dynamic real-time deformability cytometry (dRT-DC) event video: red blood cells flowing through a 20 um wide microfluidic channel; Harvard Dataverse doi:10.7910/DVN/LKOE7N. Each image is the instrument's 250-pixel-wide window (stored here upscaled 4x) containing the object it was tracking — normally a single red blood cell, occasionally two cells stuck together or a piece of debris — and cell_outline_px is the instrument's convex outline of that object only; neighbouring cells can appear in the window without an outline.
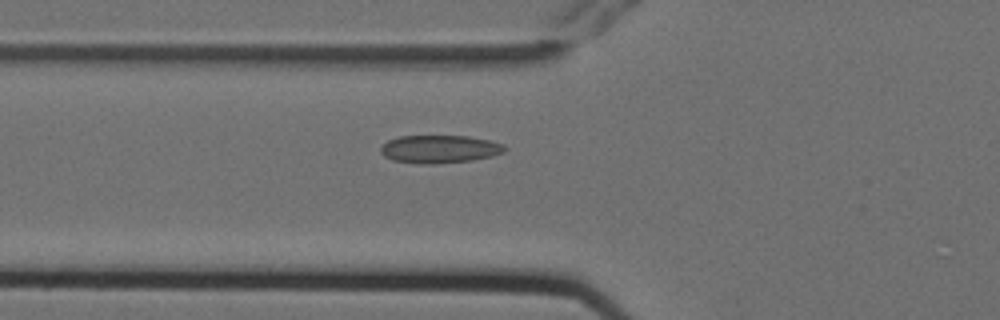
{"species": "Egyptian fruit bat (a non-hibernating species)", "species_latin": "Rousettus aegyptiacus", "temperature_condition": "cold", "stored_images_in_passage": 2, "camera_frame_rate_fps": 3000, "um_per_image_px": 0.085, "animal": {"sex": "female"}, "frame": {"image": 1, "passage_image": 2, "time_ms": 0.333, "image_size_px": [1000, 320], "cell_outline_px": [[508, 148], [504, 152], [492, 156], [472, 160], [432, 164], [416, 164], [392, 160], [384, 156], [380, 152], [380, 148], [388, 140], [400, 136], [468, 136], [488, 140], [504, 144]], "centroid_in_image_um": [37.36, 12.68], "position_along_channel_um": 88.4, "area_um2": 20.29}}